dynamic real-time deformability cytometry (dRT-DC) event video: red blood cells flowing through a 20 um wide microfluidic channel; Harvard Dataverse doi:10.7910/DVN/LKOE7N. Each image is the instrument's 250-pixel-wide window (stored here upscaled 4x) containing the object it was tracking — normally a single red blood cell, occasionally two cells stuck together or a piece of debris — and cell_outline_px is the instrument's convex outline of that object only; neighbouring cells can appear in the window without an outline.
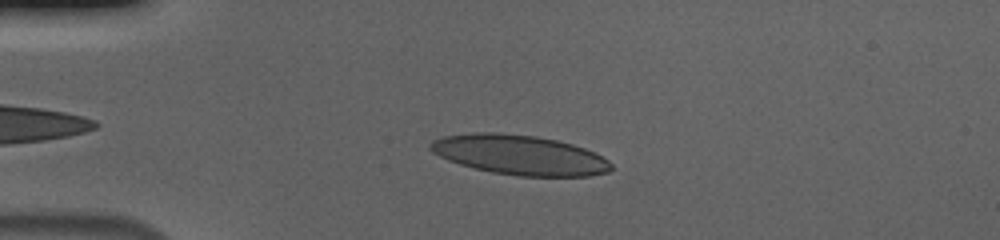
{"species": "human", "species_latin": "Homo sapiens", "temperature_condition": "cold", "stored_images_in_passage": 43, "camera_frame_rate_fps": 3000, "um_per_image_px": 0.085, "donor": {"sex": "male"}, "frame": {"image": 1, "passage_image": 7, "time_ms": 2.0, "image_size_px": [1000, 240], "cell_outline_px": [[612, 168], [608, 172], [588, 176], [520, 176], [492, 172], [460, 164], [448, 160], [432, 152], [428, 148], [428, 144], [432, 140], [444, 136], [472, 132], [496, 132], [536, 136], [556, 140], [572, 144], [596, 152], [608, 160], [612, 164]], "centroid_in_image_um": [44.16, 13.16], "position_along_channel_um": 40.8, "area_um2": 41.96}}
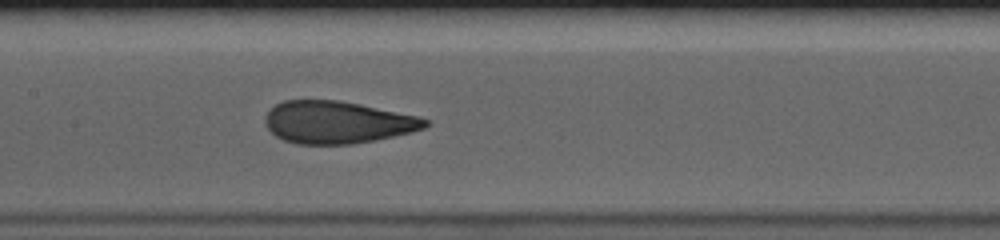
{"frame": {"image": 2, "passage_image": 21, "time_ms": 6.667, "image_size_px": [1000, 240], "cell_outline_px": [[428, 124], [424, 128], [412, 132], [376, 140], [352, 144], [296, 144], [284, 140], [276, 136], [268, 128], [264, 120], [264, 116], [268, 108], [284, 100], [336, 100], [360, 104], [420, 116], [428, 120]], "centroid_in_image_um": [28.66, 10.39], "position_along_channel_um": 178.7, "area_um2": 39.65}}
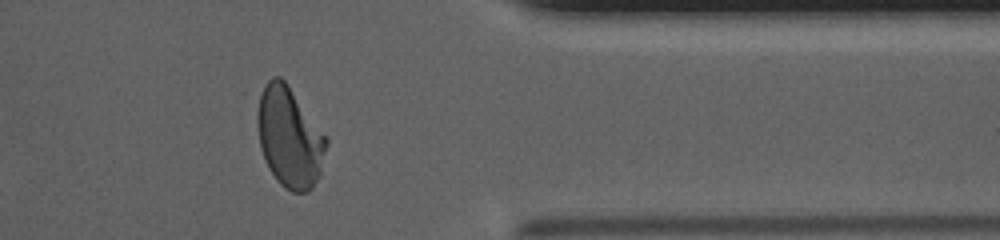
{"frame": {"image": 3, "passage_image": 39, "time_ms": 12.667, "image_size_px": [1000, 240], "cell_outline_px": [[328, 144], [320, 176], [312, 188], [308, 192], [292, 192], [284, 188], [276, 180], [268, 168], [260, 148], [256, 124], [256, 116], [260, 96], [264, 84], [272, 76], [280, 76], [288, 84], [328, 140]], "centroid_in_image_um": [24.59, 11.69], "position_along_channel_um": 386.8, "area_um2": 40.52}, "authors_computed_cell_mechanics": {"area_um2": 40.5756, "velocity_mm_per_s": 3.6839, "shape_relaxation_time_tau1_ms": 5.3309, "shape_relaxation_time_tau2_ms": 0.8496, "deformation_change_tau1": 0.2089, "deformation_change_tau2": 0.0743}}